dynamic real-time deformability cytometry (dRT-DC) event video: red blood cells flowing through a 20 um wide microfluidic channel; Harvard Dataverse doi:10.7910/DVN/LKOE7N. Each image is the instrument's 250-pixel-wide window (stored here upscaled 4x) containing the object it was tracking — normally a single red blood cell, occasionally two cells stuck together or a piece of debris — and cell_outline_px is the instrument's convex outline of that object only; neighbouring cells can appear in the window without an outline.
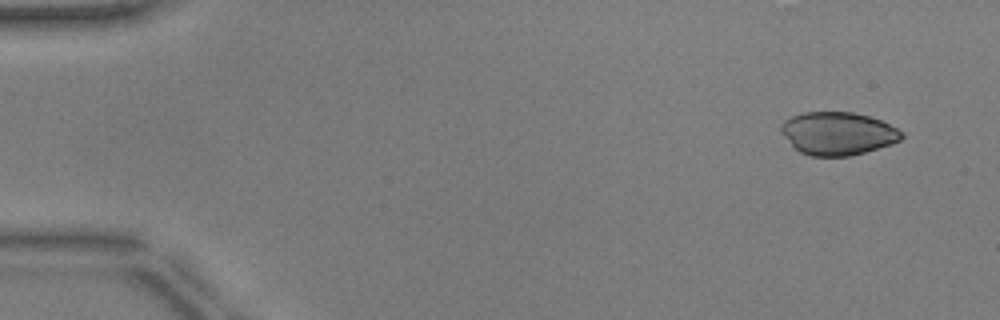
{"species": "common noctule bat (a hibernating species)", "species_latin": "Nyctalus noctula", "temperature_condition": "warm", "stored_images_in_passage": 48, "camera_frame_rate_fps": 3000, "um_per_image_px": 0.085, "animal": {"sex": "male", "body_mass_g": 17.9, "forearm_length_mm": 54.2}, "frame": {"image": 1, "passage_image": 1, "time_ms": 0.0, "image_size_px": [1000, 320], "cell_outline_px": [[904, 136], [900, 140], [892, 144], [864, 152], [848, 156], [812, 156], [800, 152], [780, 132], [780, 124], [784, 120], [792, 116], [804, 112], [852, 112], [868, 116], [880, 120], [896, 128]], "centroid_in_image_um": [71.19, 11.34], "position_along_channel_um": 13.8, "area_um2": 29.94}}
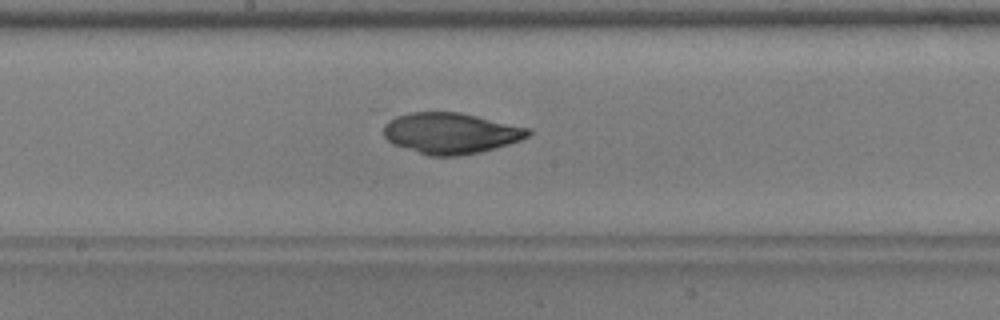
{"frame": {"image": 2, "passage_image": 25, "time_ms": 8.0, "image_size_px": [1000, 320], "cell_outline_px": [[532, 132], [528, 136], [520, 140], [496, 148], [480, 152], [460, 156], [428, 156], [392, 144], [384, 136], [384, 124], [388, 120], [396, 116], [412, 112], [460, 112], [532, 128]], "centroid_in_image_um": [38.32, 11.32], "position_along_channel_um": 209.9, "area_um2": 34.8}}
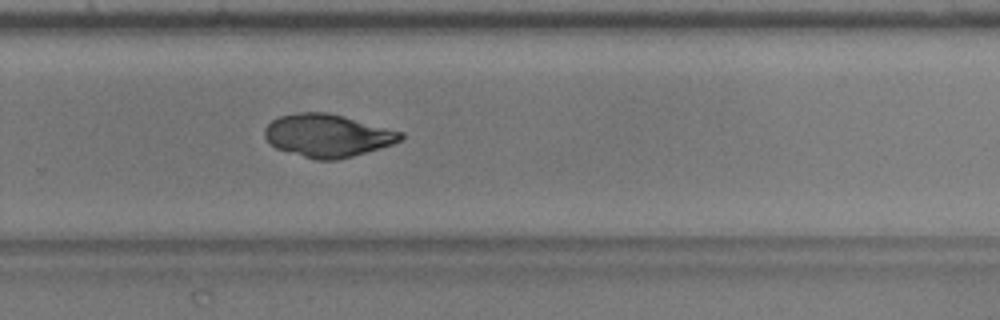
{"frame": {"image": 3, "passage_image": 32, "time_ms": 10.333, "image_size_px": [1000, 320], "cell_outline_px": [[404, 136], [400, 140], [392, 144], [380, 148], [352, 156], [336, 160], [316, 160], [276, 148], [268, 144], [264, 136], [264, 128], [272, 120], [280, 116], [300, 112], [328, 112], [404, 132]], "centroid_in_image_um": [27.82, 11.52], "position_along_channel_um": 302.0, "area_um2": 33.87}}